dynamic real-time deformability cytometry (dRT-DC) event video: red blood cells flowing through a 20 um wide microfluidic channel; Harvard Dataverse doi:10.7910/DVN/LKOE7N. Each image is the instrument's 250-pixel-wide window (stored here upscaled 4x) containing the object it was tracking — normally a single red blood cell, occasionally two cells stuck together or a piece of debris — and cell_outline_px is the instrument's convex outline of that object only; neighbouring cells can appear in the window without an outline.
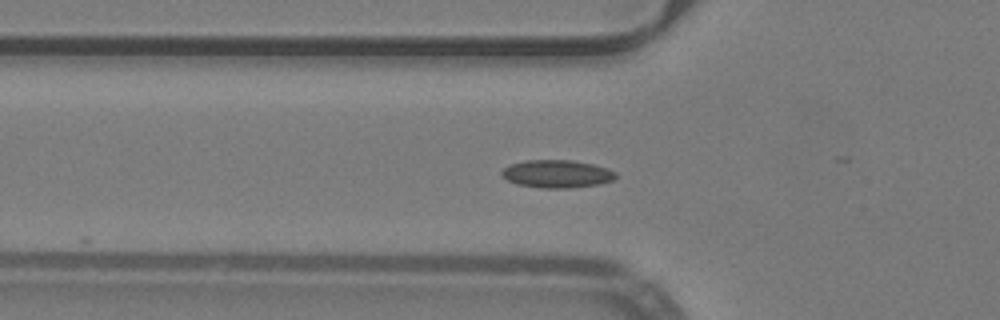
{"species": "common noctule bat (a hibernating species)", "species_latin": "Nyctalus noctula", "temperature_condition": "warm", "stored_images_in_passage": 21, "camera_frame_rate_fps": 3000, "um_per_image_px": 0.085, "animal": {"sex": "male", "body_mass_g": 19.2, "forearm_length_mm": 51.8}, "frame": {"image": 1, "passage_image": 6, "time_ms": 1.667, "image_size_px": [1000, 320], "cell_outline_px": [[616, 176], [612, 180], [600, 184], [572, 188], [540, 188], [516, 184], [508, 180], [500, 172], [508, 164], [524, 160], [572, 160], [592, 164], [608, 168], [616, 172]], "centroid_in_image_um": [47.33, 14.78], "position_along_channel_um": 78.5, "area_um2": 18.61}}
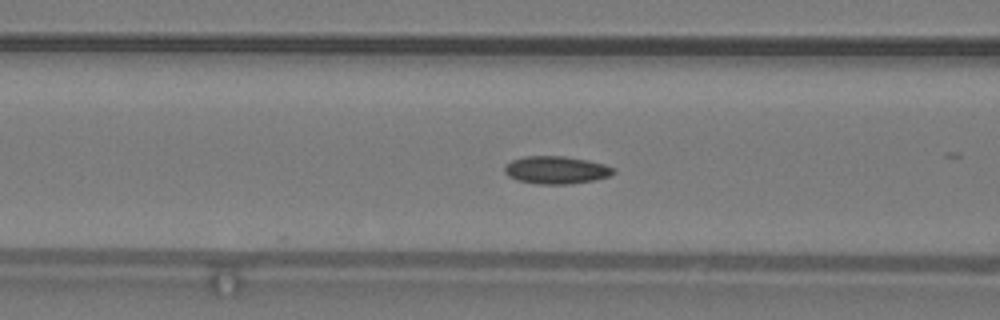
{"frame": {"image": 2, "passage_image": 9, "time_ms": 2.667, "image_size_px": [1000, 320], "cell_outline_px": [[616, 172], [608, 176], [592, 180], [568, 184], [540, 184], [516, 180], [508, 176], [504, 172], [504, 168], [512, 160], [524, 156], [564, 156], [588, 160], [604, 164], [616, 168]], "centroid_in_image_um": [47.28, 14.44], "position_along_channel_um": 119.3, "area_um2": 17.51}}